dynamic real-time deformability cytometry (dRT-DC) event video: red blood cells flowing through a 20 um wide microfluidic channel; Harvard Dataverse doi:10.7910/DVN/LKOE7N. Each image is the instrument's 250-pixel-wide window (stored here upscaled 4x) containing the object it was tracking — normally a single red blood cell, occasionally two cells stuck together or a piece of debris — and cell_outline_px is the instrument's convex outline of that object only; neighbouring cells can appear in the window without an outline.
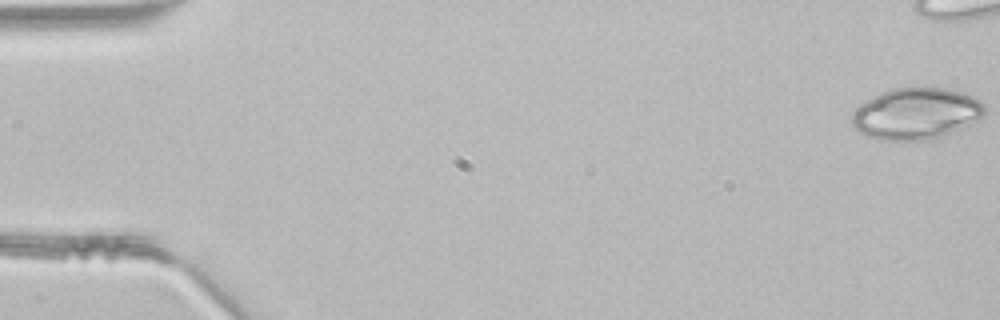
{"species": "common noctule bat (a hibernating species)", "species_latin": "Nyctalus noctula", "temperature_condition": "room temperature", "stored_images_in_passage": 37, "camera_frame_rate_fps": 3000, "um_per_image_px": 0.085, "animal": {"sex": "male", "body_mass_g": 21.5, "forearm_length_mm": 52.0}, "frame": {"image": 1, "passage_image": 1, "time_ms": 0.0, "image_size_px": [1000, 320], "cell_outline_px": [[984, 116], [980, 120], [932, 140], [880, 140], [868, 136], [860, 132], [852, 124], [852, 112], [860, 104], [880, 92], [892, 88], [944, 88], [964, 92], [980, 100], [984, 104]], "centroid_in_image_um": [77.88, 9.66], "position_along_channel_um": 7.1, "area_um2": 39.88}}